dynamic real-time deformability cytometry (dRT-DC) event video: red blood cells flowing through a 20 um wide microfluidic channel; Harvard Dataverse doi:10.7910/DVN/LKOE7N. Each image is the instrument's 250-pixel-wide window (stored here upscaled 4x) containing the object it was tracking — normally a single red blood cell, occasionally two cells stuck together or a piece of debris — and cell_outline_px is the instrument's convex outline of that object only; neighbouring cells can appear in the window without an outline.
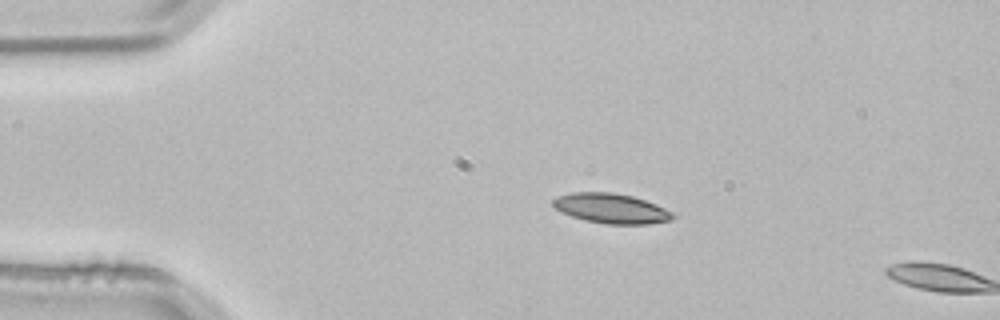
{"species": "common noctule bat (a hibernating species)", "species_latin": "Nyctalus noctula", "temperature_condition": "room temperature", "stored_images_in_passage": 2, "camera_frame_rate_fps": 3000, "um_per_image_px": 0.085, "animal": {"sex": "male", "body_mass_g": 21.5, "forearm_length_mm": 52.0}, "frame": {"image": 1, "passage_image": 1, "time_ms": 0.0, "image_size_px": [1000, 320], "cell_outline_px": [[676, 216], [672, 220], [648, 224], [608, 224], [584, 220], [560, 212], [552, 204], [552, 200], [556, 196], [572, 192], [612, 192], [632, 196], [656, 204], [672, 212]], "centroid_in_image_um": [51.94, 17.71], "position_along_channel_um": 33.1, "area_um2": 20.92}}